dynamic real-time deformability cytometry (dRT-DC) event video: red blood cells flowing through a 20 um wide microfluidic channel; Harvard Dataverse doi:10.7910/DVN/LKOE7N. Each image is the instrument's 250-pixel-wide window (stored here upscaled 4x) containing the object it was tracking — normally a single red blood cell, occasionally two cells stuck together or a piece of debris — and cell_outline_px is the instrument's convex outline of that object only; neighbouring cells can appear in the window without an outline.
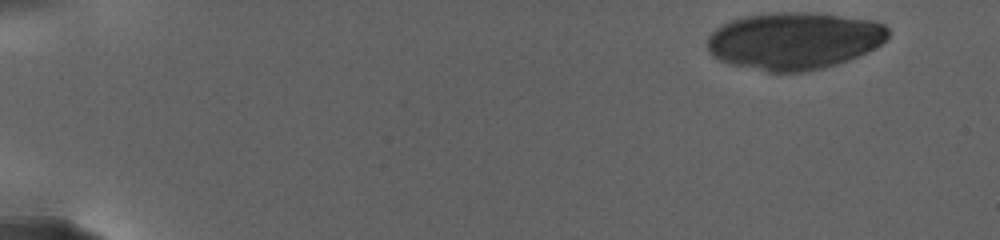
{"species": "human", "species_latin": "Homo sapiens", "temperature_condition": "warm", "stored_images_in_passage": 8, "camera_frame_rate_fps": 3000, "um_per_image_px": 0.085, "donor": {"sex": "female"}, "frame": {"image": 1, "passage_image": 1, "time_ms": 0.0, "image_size_px": [1000, 240], "cell_outline_px": [[888, 36], [880, 44], [868, 52], [848, 60], [824, 68], [804, 72], [768, 72], [732, 64], [720, 60], [712, 56], [708, 52], [708, 36], [716, 28], [732, 20], [748, 16], [776, 12], [812, 12], [872, 20], [884, 24], [888, 28]], "centroid_in_image_um": [67.51, 3.47], "position_along_channel_um": 17.5, "area_um2": 60.23}}